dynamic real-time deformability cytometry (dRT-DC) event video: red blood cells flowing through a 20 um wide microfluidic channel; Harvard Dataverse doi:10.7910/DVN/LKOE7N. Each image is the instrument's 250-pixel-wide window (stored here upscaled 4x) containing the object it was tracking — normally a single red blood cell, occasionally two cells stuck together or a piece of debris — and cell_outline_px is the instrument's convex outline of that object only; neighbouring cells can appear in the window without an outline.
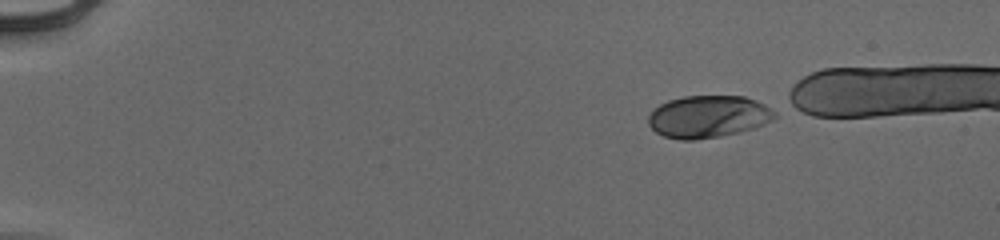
{"species": "human", "species_latin": "Homo sapiens", "temperature_condition": "cold", "stored_images_in_passage": 42, "camera_frame_rate_fps": 3000, "um_per_image_px": 0.085, "donor": {"sex": "male"}, "frame": {"image": 1, "passage_image": 1, "time_ms": 0.0, "image_size_px": [1000, 240], "cell_outline_px": [[776, 116], [772, 120], [756, 128], [740, 132], [720, 136], [696, 140], [680, 140], [664, 136], [656, 132], [648, 124], [648, 116], [660, 104], [668, 100], [684, 96], [744, 96], [756, 100], [764, 104], [776, 112]], "centroid_in_image_um": [60.21, 9.91], "position_along_channel_um": 24.8, "area_um2": 31.21}}
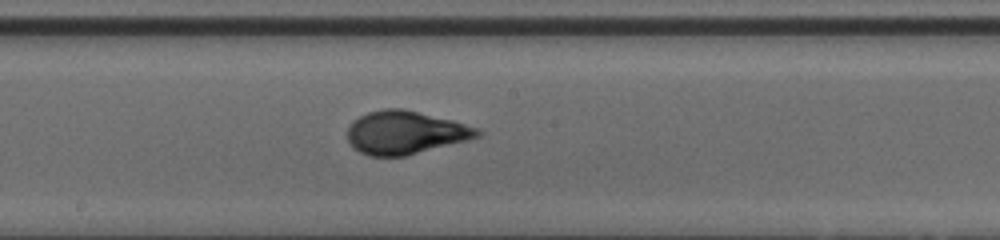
{"frame": {"image": 2, "passage_image": 24, "time_ms": 7.667, "image_size_px": [1000, 240], "cell_outline_px": [[484, 132], [480, 136], [468, 140], [404, 156], [368, 156], [352, 148], [348, 144], [348, 128], [352, 120], [368, 112], [384, 108], [404, 108], [452, 120], [480, 128]], "centroid_in_image_um": [34.44, 11.26], "position_along_channel_um": 213.8, "area_um2": 32.95}}
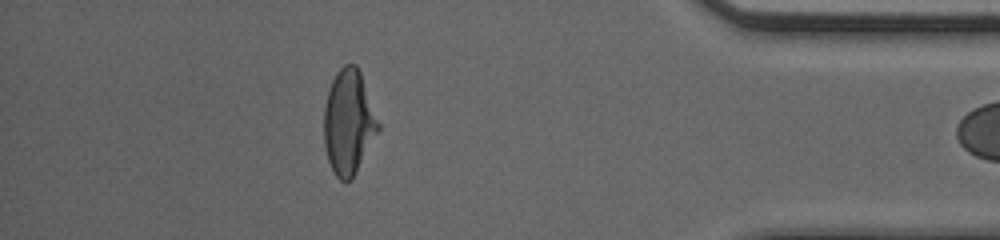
{"frame": {"image": 3, "passage_image": 41, "time_ms": 13.333, "image_size_px": [1000, 240], "cell_outline_px": [[380, 128], [352, 180], [340, 180], [336, 176], [328, 160], [324, 144], [324, 108], [328, 88], [336, 72], [344, 64], [356, 64], [360, 72], [380, 124]], "centroid_in_image_um": [29.62, 10.37], "position_along_channel_um": 405.6, "area_um2": 32.95}}